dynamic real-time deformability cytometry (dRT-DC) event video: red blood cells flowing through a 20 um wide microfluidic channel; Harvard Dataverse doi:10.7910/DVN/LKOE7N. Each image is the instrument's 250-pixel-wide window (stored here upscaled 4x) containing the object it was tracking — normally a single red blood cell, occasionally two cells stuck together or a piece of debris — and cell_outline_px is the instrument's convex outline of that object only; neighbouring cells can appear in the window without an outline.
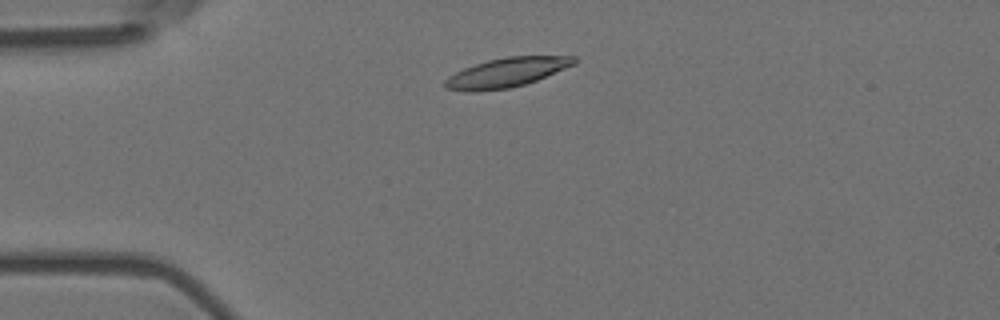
{"species": "Egyptian fruit bat (a non-hibernating species)", "species_latin": "Rousettus aegyptiacus", "temperature_condition": "room temperature", "stored_images_in_passage": 3, "camera_frame_rate_fps": 3000, "um_per_image_px": 0.085, "animal": {"sex": "female"}, "frame": {"image": 1, "passage_image": 2, "time_ms": 0.333, "image_size_px": [1000, 320], "cell_outline_px": [[580, 60], [576, 64], [536, 80], [524, 84], [508, 88], [472, 92], [464, 92], [444, 88], [444, 80], [448, 76], [464, 68], [488, 60], [504, 56], [576, 56]], "centroid_in_image_um": [43.06, 6.16], "position_along_channel_um": 41.9, "area_um2": 22.2}}